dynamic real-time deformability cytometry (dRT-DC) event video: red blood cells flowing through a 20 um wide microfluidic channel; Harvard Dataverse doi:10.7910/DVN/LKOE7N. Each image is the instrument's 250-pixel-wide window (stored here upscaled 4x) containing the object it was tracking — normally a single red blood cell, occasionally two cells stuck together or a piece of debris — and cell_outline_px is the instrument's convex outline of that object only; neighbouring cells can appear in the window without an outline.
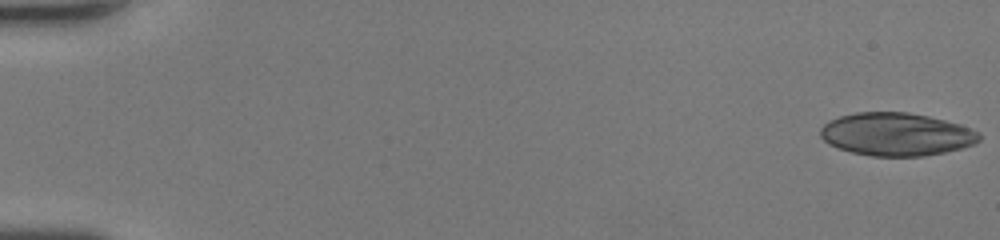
{"species": "human", "species_latin": "Homo sapiens", "temperature_condition": "room temperature", "stored_images_in_passage": 48, "camera_frame_rate_fps": 3000, "um_per_image_px": 0.085, "donor": {"sex": "female"}, "frame": {"image": 1, "passage_image": 1, "time_ms": 0.0, "image_size_px": [1000, 240], "cell_outline_px": [[980, 140], [976, 144], [944, 152], [924, 156], [872, 156], [852, 152], [836, 148], [828, 144], [820, 136], [820, 128], [828, 120], [840, 116], [856, 112], [908, 112], [928, 116], [960, 124], [980, 132]], "centroid_in_image_um": [76.17, 11.41], "position_along_channel_um": 8.8, "area_um2": 39.94}}
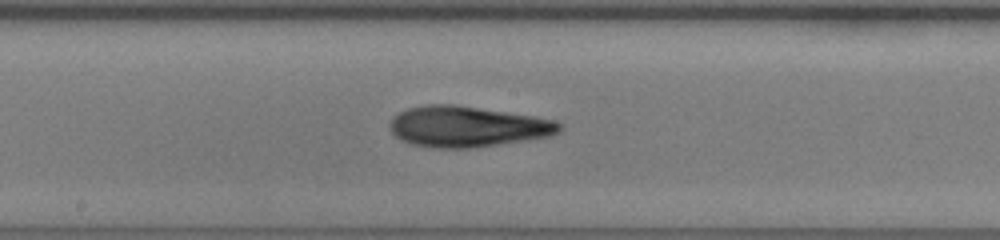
{"frame": {"image": 2, "passage_image": 27, "time_ms": 8.667, "image_size_px": [1000, 240], "cell_outline_px": [[564, 128], [560, 132], [552, 136], [528, 140], [468, 148], [432, 148], [412, 144], [400, 140], [392, 132], [388, 124], [392, 116], [408, 108], [424, 104], [456, 104], [536, 116], [556, 120]], "centroid_in_image_um": [39.73, 10.75], "position_along_channel_um": 208.5, "area_um2": 40.81}}
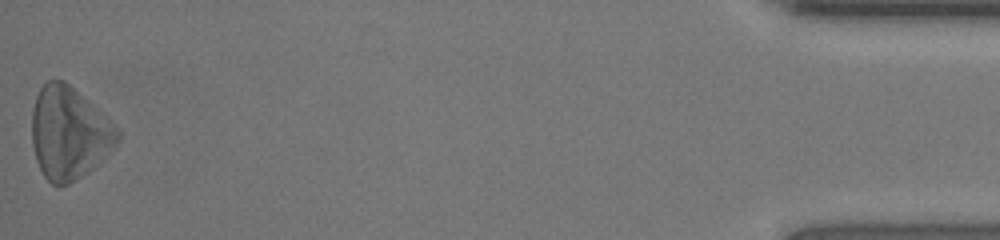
{"frame": {"image": 3, "passage_image": 48, "time_ms": 15.667, "image_size_px": [1000, 240], "cell_outline_px": [[120, 140], [88, 172], [76, 180], [60, 188], [52, 184], [44, 176], [36, 160], [32, 144], [32, 108], [36, 96], [40, 88], [48, 80], [64, 80], [108, 116], [120, 132]], "centroid_in_image_um": [5.86, 11.31], "position_along_channel_um": 429.3, "area_um2": 46.24}, "authors_computed_cell_mechanics": {"area_um2": 39.6508, "velocity_mm_per_s": 4.417, "shape_relaxation_time_tau1_ms": 2.8519, "shape_relaxation_time_tau2_ms": 10.1336, "deformation_change_tau1": 0.1053, "deformation_change_tau2": 0.3059}}